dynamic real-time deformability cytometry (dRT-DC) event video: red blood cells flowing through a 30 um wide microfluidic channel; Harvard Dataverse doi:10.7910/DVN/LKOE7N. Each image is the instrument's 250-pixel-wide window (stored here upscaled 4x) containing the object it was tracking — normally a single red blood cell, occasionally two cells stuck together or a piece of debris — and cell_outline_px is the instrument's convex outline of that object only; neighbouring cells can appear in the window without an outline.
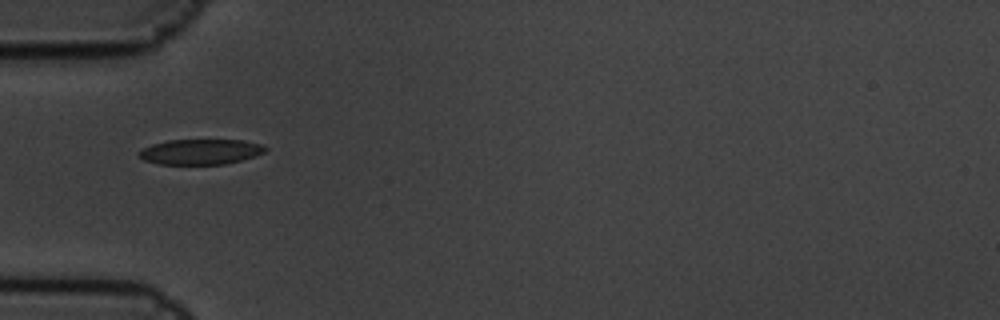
{"species": "common noctule bat (a hibernating species)", "species_latin": "Nyctalus noctula", "temperature_condition": "cold", "stored_images_in_passage": 8, "camera_frame_rate_fps": 3000, "um_per_image_px": 0.085, "animal": {"sex": "male", "body_mass_g": 19.5, "forearm_length_mm": 54.6}, "frame": {"image": 1, "passage_image": 5, "time_ms": 1.333, "image_size_px": [1000, 320], "cell_outline_px": [[268, 148], [264, 152], [256, 156], [224, 164], [160, 164], [144, 160], [136, 152], [152, 144], [168, 140], [244, 140], [260, 144]], "centroid_in_image_um": [17.05, 12.89], "position_along_channel_um": 68.0, "area_um2": 18.55}}
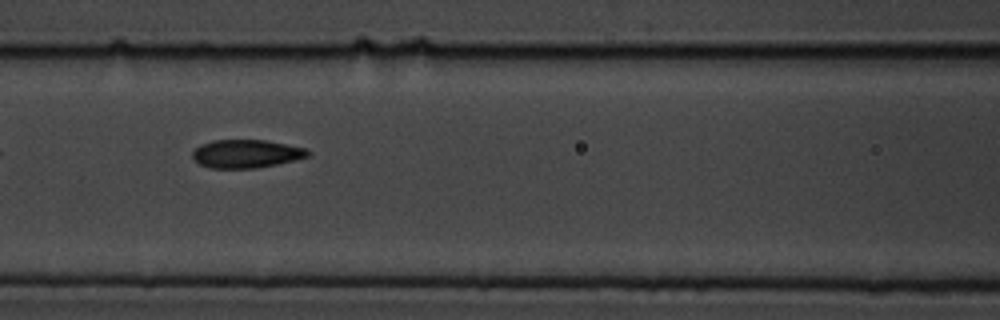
{"frame": {"image": 2, "passage_image": 7, "time_ms": 2.0, "image_size_px": [1000, 320], "cell_outline_px": [[312, 152], [308, 156], [296, 160], [256, 168], [208, 168], [200, 164], [192, 156], [192, 152], [200, 144], [212, 140], [264, 140], [308, 148]], "centroid_in_image_um": [20.95, 13.06], "position_along_channel_um": 145.7, "area_um2": 19.07}}
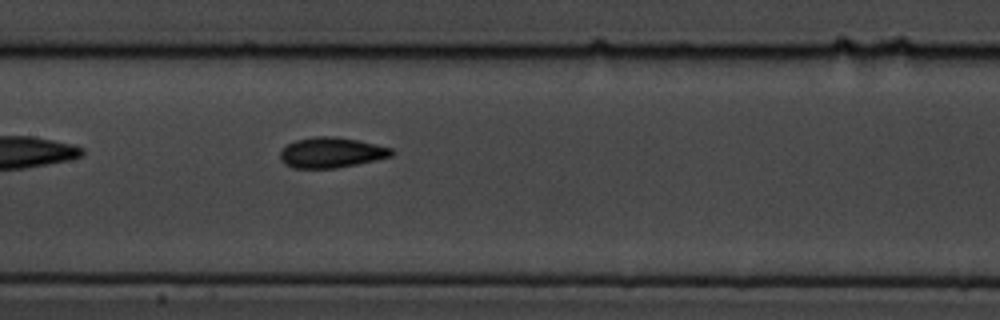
{"frame": {"image": 3, "passage_image": 8, "time_ms": 2.333, "image_size_px": [1000, 320], "cell_outline_px": [[396, 152], [392, 156], [376, 160], [336, 168], [292, 168], [284, 164], [280, 160], [280, 152], [288, 144], [296, 140], [316, 136], [336, 136], [376, 144], [392, 148]], "centroid_in_image_um": [28.17, 12.97], "position_along_channel_um": 179.2, "area_um2": 19.77}}